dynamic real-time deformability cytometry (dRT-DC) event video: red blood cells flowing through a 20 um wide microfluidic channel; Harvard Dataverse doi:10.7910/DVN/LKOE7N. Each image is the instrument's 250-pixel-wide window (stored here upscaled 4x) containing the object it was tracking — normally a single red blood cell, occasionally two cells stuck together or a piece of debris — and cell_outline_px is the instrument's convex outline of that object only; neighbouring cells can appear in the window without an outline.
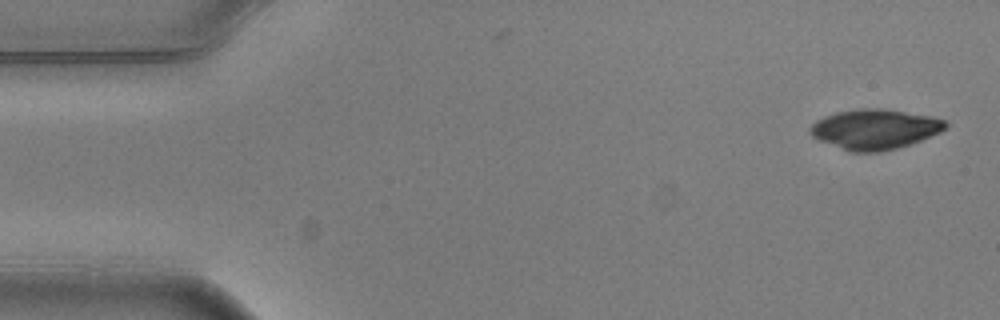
{"species": "common noctule bat (a hibernating species)", "species_latin": "Nyctalus noctula", "temperature_condition": "warm", "stored_images_in_passage": 5, "camera_frame_rate_fps": 3000, "um_per_image_px": 0.085, "animal": {"sex": "male", "body_mass_g": 20.5, "forearm_length_mm": 52.5}, "frame": {"image": 1, "passage_image": 1, "time_ms": 0.0, "image_size_px": [1000, 320], "cell_outline_px": [[948, 124], [940, 132], [920, 140], [896, 148], [880, 152], [852, 152], [820, 140], [812, 136], [808, 132], [808, 128], [816, 120], [824, 116], [836, 112], [860, 108], [880, 108], [932, 116], [944, 120]], "centroid_in_image_um": [74.32, 10.97], "position_along_channel_um": 10.7, "area_um2": 31.33}}